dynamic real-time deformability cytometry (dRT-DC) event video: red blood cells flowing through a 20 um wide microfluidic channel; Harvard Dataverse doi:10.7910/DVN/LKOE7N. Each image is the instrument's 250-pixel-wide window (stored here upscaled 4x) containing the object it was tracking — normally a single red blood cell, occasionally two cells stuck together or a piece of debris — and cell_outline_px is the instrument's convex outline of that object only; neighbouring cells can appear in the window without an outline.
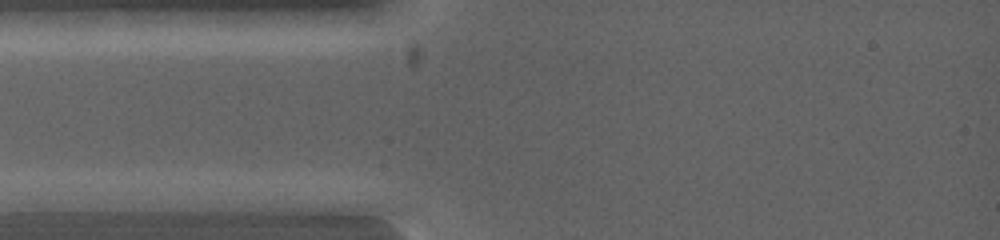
{"species": "common noctule bat (a hibernating species)", "species_latin": "Nyctalus noctula", "temperature_condition": "warm", "stored_images_in_passage": 4, "camera_frame_rate_fps": 5000, "um_per_image_px": 0.085, "animal": {"sex": "female", "body_mass_g": 19.0, "forearm_length_mm": 53.3}, "frame": {"image": 1, "passage_image": 2, "time_ms": 0.2, "image_size_px": [1000, 240], "cell_outline_px": [[124, 200], [108, 212], [16, 212], [12, 200], [20, 192], [100, 192]], "centroid_in_image_um": [5.5, 17.18], "position_along_channel_um": 79.5, "area_um2": 14.39}}